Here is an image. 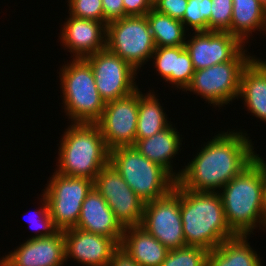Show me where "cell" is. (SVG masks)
I'll use <instances>...</instances> for the list:
<instances>
[{"instance_id":"6da1fadb","label":"cell","mask_w":266,"mask_h":266,"mask_svg":"<svg viewBox=\"0 0 266 266\" xmlns=\"http://www.w3.org/2000/svg\"><path fill=\"white\" fill-rule=\"evenodd\" d=\"M228 131L215 135L185 168L177 171L176 182L180 186L194 191L219 192L254 160L256 148L247 132Z\"/></svg>"},{"instance_id":"7a4b0ae2","label":"cell","mask_w":266,"mask_h":266,"mask_svg":"<svg viewBox=\"0 0 266 266\" xmlns=\"http://www.w3.org/2000/svg\"><path fill=\"white\" fill-rule=\"evenodd\" d=\"M180 214L186 246L211 251L236 234L229 228L218 192L180 186Z\"/></svg>"},{"instance_id":"3957f363","label":"cell","mask_w":266,"mask_h":266,"mask_svg":"<svg viewBox=\"0 0 266 266\" xmlns=\"http://www.w3.org/2000/svg\"><path fill=\"white\" fill-rule=\"evenodd\" d=\"M218 193L222 200L228 226L236 235L249 236L257 227L259 230L262 227L266 229L261 156L259 154L256 153L254 160Z\"/></svg>"},{"instance_id":"277c9868","label":"cell","mask_w":266,"mask_h":266,"mask_svg":"<svg viewBox=\"0 0 266 266\" xmlns=\"http://www.w3.org/2000/svg\"><path fill=\"white\" fill-rule=\"evenodd\" d=\"M58 151L57 173L94 181L109 163L107 148L97 123H73L62 135Z\"/></svg>"},{"instance_id":"5b68a950","label":"cell","mask_w":266,"mask_h":266,"mask_svg":"<svg viewBox=\"0 0 266 266\" xmlns=\"http://www.w3.org/2000/svg\"><path fill=\"white\" fill-rule=\"evenodd\" d=\"M73 60V61H72ZM64 111L72 123H97L105 108L86 59H71L59 72Z\"/></svg>"},{"instance_id":"8992f818","label":"cell","mask_w":266,"mask_h":266,"mask_svg":"<svg viewBox=\"0 0 266 266\" xmlns=\"http://www.w3.org/2000/svg\"><path fill=\"white\" fill-rule=\"evenodd\" d=\"M109 163L145 203L167 195L176 183L163 167L144 157L135 146L111 149Z\"/></svg>"},{"instance_id":"52a82bcc","label":"cell","mask_w":266,"mask_h":266,"mask_svg":"<svg viewBox=\"0 0 266 266\" xmlns=\"http://www.w3.org/2000/svg\"><path fill=\"white\" fill-rule=\"evenodd\" d=\"M106 48L135 70L141 69L156 49L146 15L126 16L108 23Z\"/></svg>"},{"instance_id":"ba28073f","label":"cell","mask_w":266,"mask_h":266,"mask_svg":"<svg viewBox=\"0 0 266 266\" xmlns=\"http://www.w3.org/2000/svg\"><path fill=\"white\" fill-rule=\"evenodd\" d=\"M43 190L51 218L60 231L75 228L82 203L93 188V180L54 172Z\"/></svg>"},{"instance_id":"9c48e42d","label":"cell","mask_w":266,"mask_h":266,"mask_svg":"<svg viewBox=\"0 0 266 266\" xmlns=\"http://www.w3.org/2000/svg\"><path fill=\"white\" fill-rule=\"evenodd\" d=\"M250 60H230L196 70L184 92L199 95L213 107L230 104L239 95L240 76Z\"/></svg>"},{"instance_id":"30bf717a","label":"cell","mask_w":266,"mask_h":266,"mask_svg":"<svg viewBox=\"0 0 266 266\" xmlns=\"http://www.w3.org/2000/svg\"><path fill=\"white\" fill-rule=\"evenodd\" d=\"M140 226L168 250L186 246L180 214V185L177 182L167 195L145 203Z\"/></svg>"},{"instance_id":"8fae6325","label":"cell","mask_w":266,"mask_h":266,"mask_svg":"<svg viewBox=\"0 0 266 266\" xmlns=\"http://www.w3.org/2000/svg\"><path fill=\"white\" fill-rule=\"evenodd\" d=\"M85 59L92 67L97 90L105 103L126 97L138 89L137 70L107 48Z\"/></svg>"},{"instance_id":"7c38bea8","label":"cell","mask_w":266,"mask_h":266,"mask_svg":"<svg viewBox=\"0 0 266 266\" xmlns=\"http://www.w3.org/2000/svg\"><path fill=\"white\" fill-rule=\"evenodd\" d=\"M193 34L185 40V49L190 54L195 71L230 60H251L254 57L248 49H244L247 46L229 32L207 31Z\"/></svg>"},{"instance_id":"4fadbf2b","label":"cell","mask_w":266,"mask_h":266,"mask_svg":"<svg viewBox=\"0 0 266 266\" xmlns=\"http://www.w3.org/2000/svg\"><path fill=\"white\" fill-rule=\"evenodd\" d=\"M93 187L106 200L124 228L141 224L145 202L135 194L112 164L108 163L101 169L93 181Z\"/></svg>"},{"instance_id":"5bb4252c","label":"cell","mask_w":266,"mask_h":266,"mask_svg":"<svg viewBox=\"0 0 266 266\" xmlns=\"http://www.w3.org/2000/svg\"><path fill=\"white\" fill-rule=\"evenodd\" d=\"M138 120V89L132 94L106 102L97 122L109 150L134 146Z\"/></svg>"},{"instance_id":"9a60e30c","label":"cell","mask_w":266,"mask_h":266,"mask_svg":"<svg viewBox=\"0 0 266 266\" xmlns=\"http://www.w3.org/2000/svg\"><path fill=\"white\" fill-rule=\"evenodd\" d=\"M63 235L65 261L73 258L86 266H108L113 252L119 247L112 238L77 228L64 230Z\"/></svg>"},{"instance_id":"2e32d148","label":"cell","mask_w":266,"mask_h":266,"mask_svg":"<svg viewBox=\"0 0 266 266\" xmlns=\"http://www.w3.org/2000/svg\"><path fill=\"white\" fill-rule=\"evenodd\" d=\"M67 17L59 39L61 46L73 54L72 59H85L106 48V25L103 22Z\"/></svg>"},{"instance_id":"e0dca14e","label":"cell","mask_w":266,"mask_h":266,"mask_svg":"<svg viewBox=\"0 0 266 266\" xmlns=\"http://www.w3.org/2000/svg\"><path fill=\"white\" fill-rule=\"evenodd\" d=\"M5 255L6 266H63L65 242L63 231L42 238H29Z\"/></svg>"},{"instance_id":"ac0fdd59","label":"cell","mask_w":266,"mask_h":266,"mask_svg":"<svg viewBox=\"0 0 266 266\" xmlns=\"http://www.w3.org/2000/svg\"><path fill=\"white\" fill-rule=\"evenodd\" d=\"M75 228L112 238L119 246L124 232V227L94 187L82 203Z\"/></svg>"},{"instance_id":"d6986e66","label":"cell","mask_w":266,"mask_h":266,"mask_svg":"<svg viewBox=\"0 0 266 266\" xmlns=\"http://www.w3.org/2000/svg\"><path fill=\"white\" fill-rule=\"evenodd\" d=\"M153 66L161 78L173 87L185 91L190 84L195 69L185 46L156 47L152 57Z\"/></svg>"},{"instance_id":"ffe728a7","label":"cell","mask_w":266,"mask_h":266,"mask_svg":"<svg viewBox=\"0 0 266 266\" xmlns=\"http://www.w3.org/2000/svg\"><path fill=\"white\" fill-rule=\"evenodd\" d=\"M238 98L248 112L266 122V61L254 56L243 68Z\"/></svg>"},{"instance_id":"44dd1931","label":"cell","mask_w":266,"mask_h":266,"mask_svg":"<svg viewBox=\"0 0 266 266\" xmlns=\"http://www.w3.org/2000/svg\"><path fill=\"white\" fill-rule=\"evenodd\" d=\"M120 247L139 266H160L169 250L140 225L124 228Z\"/></svg>"},{"instance_id":"7402d4cb","label":"cell","mask_w":266,"mask_h":266,"mask_svg":"<svg viewBox=\"0 0 266 266\" xmlns=\"http://www.w3.org/2000/svg\"><path fill=\"white\" fill-rule=\"evenodd\" d=\"M176 128L170 124L164 130L145 139L138 140L135 148L151 162L163 167L175 180L178 179V172L173 170V160L176 154L181 151L182 140ZM172 160V161H171Z\"/></svg>"},{"instance_id":"603a6c76","label":"cell","mask_w":266,"mask_h":266,"mask_svg":"<svg viewBox=\"0 0 266 266\" xmlns=\"http://www.w3.org/2000/svg\"><path fill=\"white\" fill-rule=\"evenodd\" d=\"M248 235H236L209 251L207 266H263Z\"/></svg>"},{"instance_id":"cb8c5ba5","label":"cell","mask_w":266,"mask_h":266,"mask_svg":"<svg viewBox=\"0 0 266 266\" xmlns=\"http://www.w3.org/2000/svg\"><path fill=\"white\" fill-rule=\"evenodd\" d=\"M232 1L231 35L238 37L246 45L250 37L253 36L252 32L265 31L266 34V10L261 6L259 0Z\"/></svg>"},{"instance_id":"d4e9b609","label":"cell","mask_w":266,"mask_h":266,"mask_svg":"<svg viewBox=\"0 0 266 266\" xmlns=\"http://www.w3.org/2000/svg\"><path fill=\"white\" fill-rule=\"evenodd\" d=\"M149 92V93H148ZM142 94L138 88V120L135 143L164 130L171 123L153 91ZM165 112V113H164Z\"/></svg>"},{"instance_id":"484cf974","label":"cell","mask_w":266,"mask_h":266,"mask_svg":"<svg viewBox=\"0 0 266 266\" xmlns=\"http://www.w3.org/2000/svg\"><path fill=\"white\" fill-rule=\"evenodd\" d=\"M151 33L156 47H177L185 46L186 29L180 20L161 14L151 9L147 14Z\"/></svg>"},{"instance_id":"4316f807","label":"cell","mask_w":266,"mask_h":266,"mask_svg":"<svg viewBox=\"0 0 266 266\" xmlns=\"http://www.w3.org/2000/svg\"><path fill=\"white\" fill-rule=\"evenodd\" d=\"M212 0H188L185 14L181 20L184 28L189 26L194 32H207L211 18Z\"/></svg>"},{"instance_id":"83f0119b","label":"cell","mask_w":266,"mask_h":266,"mask_svg":"<svg viewBox=\"0 0 266 266\" xmlns=\"http://www.w3.org/2000/svg\"><path fill=\"white\" fill-rule=\"evenodd\" d=\"M208 253L198 246L169 250L160 266H207Z\"/></svg>"},{"instance_id":"f1b7e54d","label":"cell","mask_w":266,"mask_h":266,"mask_svg":"<svg viewBox=\"0 0 266 266\" xmlns=\"http://www.w3.org/2000/svg\"><path fill=\"white\" fill-rule=\"evenodd\" d=\"M232 0H212L208 31L229 32L232 19Z\"/></svg>"},{"instance_id":"f546056e","label":"cell","mask_w":266,"mask_h":266,"mask_svg":"<svg viewBox=\"0 0 266 266\" xmlns=\"http://www.w3.org/2000/svg\"><path fill=\"white\" fill-rule=\"evenodd\" d=\"M41 196H42L41 197L42 203L40 204L41 206L38 207L39 210H37V212L34 210V212L32 213L33 217L35 215H37V216H35L34 218L32 217V219H31V215H30L29 216L30 218H28V219H30L29 221L31 222L29 224H31L33 226L34 230H36L38 228L36 230V232L38 234L31 236V238H42V237L52 236L58 231V229L54 225L53 219L51 218L47 199L43 194ZM37 217L40 220H38ZM32 226H31V228H32Z\"/></svg>"},{"instance_id":"4dcf8cb0","label":"cell","mask_w":266,"mask_h":266,"mask_svg":"<svg viewBox=\"0 0 266 266\" xmlns=\"http://www.w3.org/2000/svg\"><path fill=\"white\" fill-rule=\"evenodd\" d=\"M69 15L103 22L102 0H67Z\"/></svg>"},{"instance_id":"1f68e13d","label":"cell","mask_w":266,"mask_h":266,"mask_svg":"<svg viewBox=\"0 0 266 266\" xmlns=\"http://www.w3.org/2000/svg\"><path fill=\"white\" fill-rule=\"evenodd\" d=\"M188 0H157L153 4V9L161 14L170 16L176 20H182Z\"/></svg>"},{"instance_id":"d6a6232c","label":"cell","mask_w":266,"mask_h":266,"mask_svg":"<svg viewBox=\"0 0 266 266\" xmlns=\"http://www.w3.org/2000/svg\"><path fill=\"white\" fill-rule=\"evenodd\" d=\"M103 23H108L125 17L123 0H102Z\"/></svg>"},{"instance_id":"836d02e7","label":"cell","mask_w":266,"mask_h":266,"mask_svg":"<svg viewBox=\"0 0 266 266\" xmlns=\"http://www.w3.org/2000/svg\"><path fill=\"white\" fill-rule=\"evenodd\" d=\"M125 17L144 16L153 9L152 0H123Z\"/></svg>"},{"instance_id":"e575fe53","label":"cell","mask_w":266,"mask_h":266,"mask_svg":"<svg viewBox=\"0 0 266 266\" xmlns=\"http://www.w3.org/2000/svg\"><path fill=\"white\" fill-rule=\"evenodd\" d=\"M108 266H139L120 246L113 252Z\"/></svg>"},{"instance_id":"d590c367","label":"cell","mask_w":266,"mask_h":266,"mask_svg":"<svg viewBox=\"0 0 266 266\" xmlns=\"http://www.w3.org/2000/svg\"><path fill=\"white\" fill-rule=\"evenodd\" d=\"M261 173L263 181V208L266 215V161L261 157Z\"/></svg>"},{"instance_id":"8d00e7d4","label":"cell","mask_w":266,"mask_h":266,"mask_svg":"<svg viewBox=\"0 0 266 266\" xmlns=\"http://www.w3.org/2000/svg\"><path fill=\"white\" fill-rule=\"evenodd\" d=\"M0 266H6V260L4 256L0 258Z\"/></svg>"},{"instance_id":"74e56055","label":"cell","mask_w":266,"mask_h":266,"mask_svg":"<svg viewBox=\"0 0 266 266\" xmlns=\"http://www.w3.org/2000/svg\"><path fill=\"white\" fill-rule=\"evenodd\" d=\"M261 6L266 10V0H259Z\"/></svg>"}]
</instances>
